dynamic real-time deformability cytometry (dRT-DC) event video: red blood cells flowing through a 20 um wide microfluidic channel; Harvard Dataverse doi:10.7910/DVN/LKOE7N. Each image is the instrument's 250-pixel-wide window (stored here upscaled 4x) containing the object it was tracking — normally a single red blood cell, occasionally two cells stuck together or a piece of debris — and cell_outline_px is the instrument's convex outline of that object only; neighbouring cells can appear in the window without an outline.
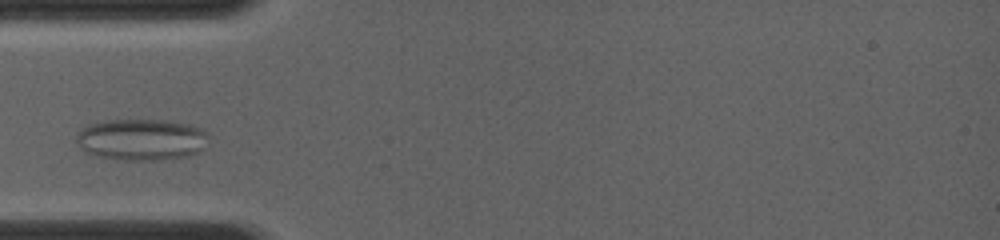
{"species": "common noctule bat (a hibernating species)", "species_latin": "Nyctalus noctula", "temperature_condition": "room temperature", "stored_images_in_passage": 14, "camera_frame_rate_fps": 4000, "um_per_image_px": 0.085, "animal": {"sex": "female", "body_mass_g": 19.0, "forearm_length_mm": 56.7}, "frame": {"image": 1, "passage_image": 1, "time_ms": 0.0, "image_size_px": [1000, 240], "cell_outline_px": [[208, 136], [204, 148], [188, 156], [152, 160], [124, 160], [96, 156], [84, 152], [76, 144], [76, 136], [80, 128], [88, 124], [104, 120], [172, 120], [204, 128], [208, 132]], "centroid_in_image_um": [11.99, 11.85], "position_along_channel_um": 73.0, "area_um2": 32.43}}
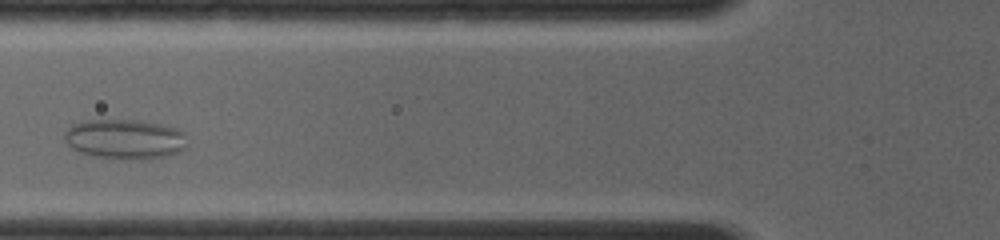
{"frame": {"image": 2, "passage_image": 3, "time_ms": 1.0, "image_size_px": [1000, 240], "cell_outline_px": [[184, 148], [168, 156], [140, 160], [132, 160], [100, 156], [80, 152], [72, 148], [64, 140], [64, 132], [72, 124], [88, 120], [136, 120], [160, 124], [176, 128], [184, 132]], "centroid_in_image_um": [10.59, 11.82], "position_along_channel_um": 115.2, "area_um2": 28.21}}
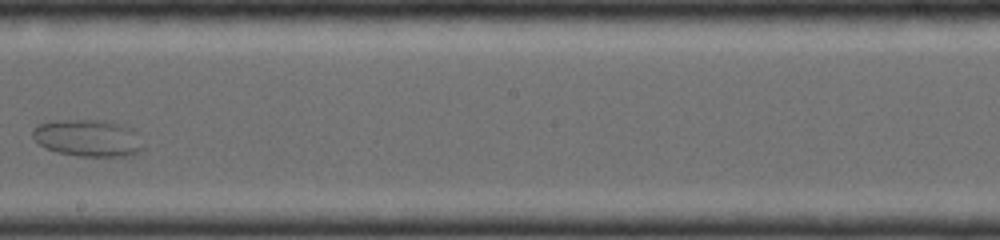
{"frame": {"image": 3, "passage_image": 8, "time_ms": 4.0, "image_size_px": [1000, 240], "cell_outline_px": [[144, 148], [140, 152], [128, 156], [80, 156], [56, 152], [44, 148], [32, 136], [32, 132], [40, 124], [56, 120], [96, 120], [120, 124], [132, 128]], "centroid_in_image_um": [7.47, 11.75], "position_along_channel_um": 240.7, "area_um2": 23.58}}